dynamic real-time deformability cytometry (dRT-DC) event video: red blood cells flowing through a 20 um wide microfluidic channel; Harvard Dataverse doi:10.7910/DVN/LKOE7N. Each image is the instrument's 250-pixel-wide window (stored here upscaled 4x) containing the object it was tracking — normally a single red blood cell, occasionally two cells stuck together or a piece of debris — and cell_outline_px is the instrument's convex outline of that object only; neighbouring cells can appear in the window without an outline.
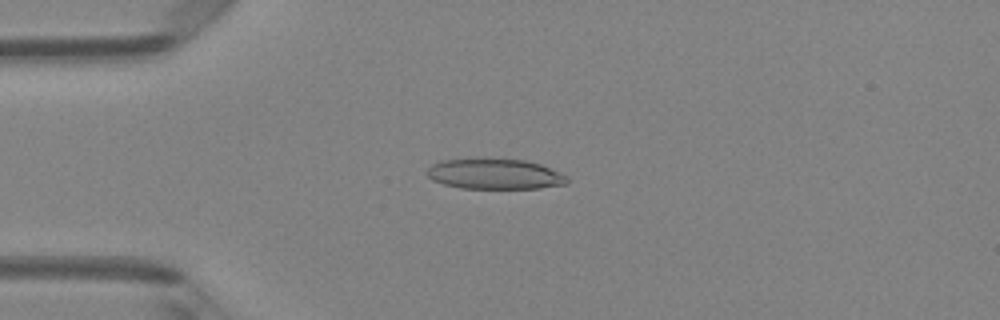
{"species": "Egyptian fruit bat (a non-hibernating species)", "species_latin": "Rousettus aegyptiacus", "temperature_condition": "room temperature", "stored_images_in_passage": 5, "camera_frame_rate_fps": 3000, "um_per_image_px": 0.085, "animal": {"sex": "female"}, "frame": {"image": 1, "passage_image": 3, "time_ms": 0.667, "image_size_px": [1000, 320], "cell_outline_px": [[568, 184], [540, 188], [460, 188], [444, 184], [432, 180], [428, 176], [428, 168], [432, 164], [440, 160], [524, 160], [540, 164], [568, 176]], "centroid_in_image_um": [42.08, 14.81], "position_along_channel_um": 42.9, "area_um2": 24.33}}
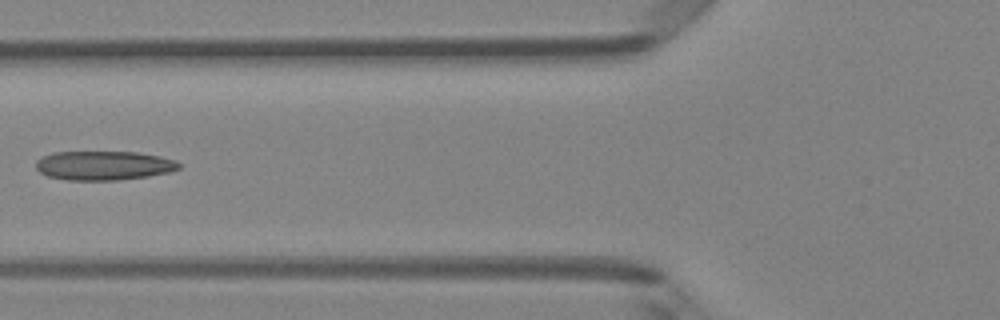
{"frame": {"image": 2, "passage_image": 5, "time_ms": 1.333, "image_size_px": [1000, 320], "cell_outline_px": [[180, 168], [172, 172], [148, 176], [116, 180], [68, 180], [48, 176], [40, 172], [36, 168], [36, 160], [40, 156], [52, 152], [136, 152], [160, 156], [176, 160], [180, 164]], "centroid_in_image_um": [8.82, 14.06], "position_along_channel_um": 117.0, "area_um2": 24.45}}